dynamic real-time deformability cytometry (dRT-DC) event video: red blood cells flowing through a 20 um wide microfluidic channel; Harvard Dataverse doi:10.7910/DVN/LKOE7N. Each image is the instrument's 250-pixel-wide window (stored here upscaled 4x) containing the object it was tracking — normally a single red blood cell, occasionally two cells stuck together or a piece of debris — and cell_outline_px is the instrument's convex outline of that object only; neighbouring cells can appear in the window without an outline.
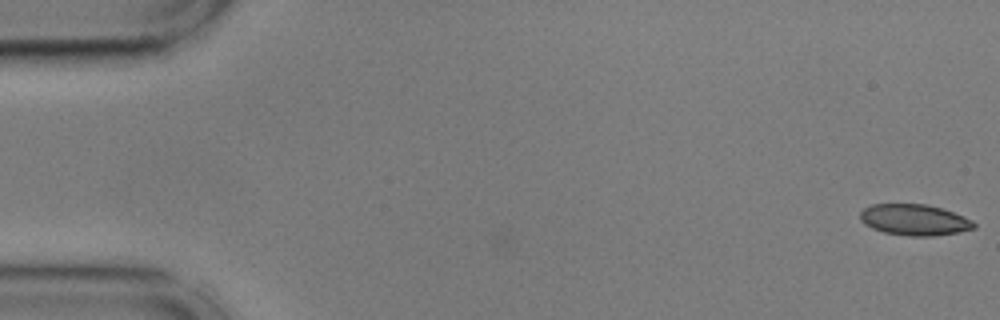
{"species": "common noctule bat (a hibernating species)", "species_latin": "Nyctalus noctula", "temperature_condition": "cold", "stored_images_in_passage": 55, "camera_frame_rate_fps": 3000, "um_per_image_px": 0.085, "animal": {"sex": "male", "body_mass_g": 17.9, "forearm_length_mm": 54.2}, "frame": {"image": 1, "passage_image": 1, "time_ms": 0.0, "image_size_px": [1000, 320], "cell_outline_px": [[976, 228], [960, 232], [932, 236], [908, 236], [884, 232], [872, 228], [864, 224], [860, 220], [860, 212], [864, 208], [872, 204], [928, 204], [964, 216], [972, 220], [976, 224]], "centroid_in_image_um": [77.73, 18.69], "position_along_channel_um": 7.3, "area_um2": 20.69}}
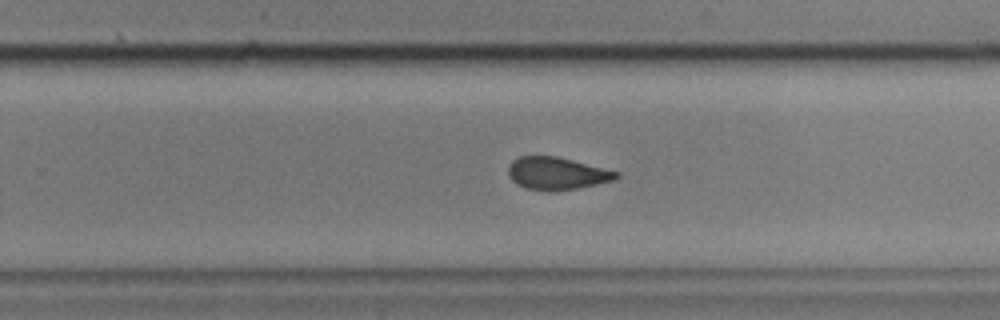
{"frame": {"image": 2, "passage_image": 35, "time_ms": 11.333, "image_size_px": [1000, 320], "cell_outline_px": [[620, 176], [616, 180], [556, 192], [548, 192], [524, 188], [516, 184], [508, 176], [508, 164], [512, 160], [520, 156], [556, 156], [620, 172]], "centroid_in_image_um": [47.3, 14.75], "position_along_channel_um": 282.5, "area_um2": 20.75}}
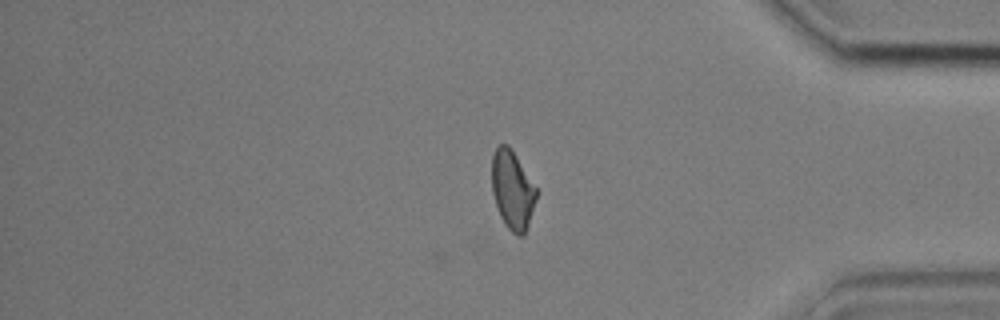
{"frame": {"image": 3, "passage_image": 46, "time_ms": 15.0, "image_size_px": [1000, 320], "cell_outline_px": [[536, 200], [524, 236], [516, 236], [504, 224], [500, 216], [492, 192], [492, 156], [496, 148], [500, 144], [508, 144], [516, 156], [536, 188]], "centroid_in_image_um": [43.54, 16.17], "position_along_channel_um": 391.7, "area_um2": 20.17}, "authors_computed_cell_mechanics": {"area_um2": 20.8658, "velocity_mm_per_s": 3.6156, "shape_relaxation_time_tau1_ms": 10.11, "shape_relaxation_time_tau2_ms": 2.2551, "deformation_change_tau1": 0.1833, "deformation_change_tau2": 0.0803}}